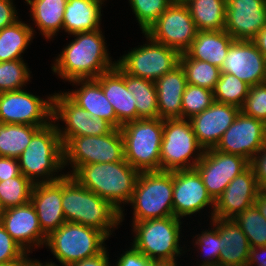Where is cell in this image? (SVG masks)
<instances>
[{"mask_svg": "<svg viewBox=\"0 0 266 266\" xmlns=\"http://www.w3.org/2000/svg\"><path fill=\"white\" fill-rule=\"evenodd\" d=\"M72 36L76 38L66 44L51 65L53 74L62 80L96 79L117 65L108 53L102 29Z\"/></svg>", "mask_w": 266, "mask_h": 266, "instance_id": "cell-1", "label": "cell"}, {"mask_svg": "<svg viewBox=\"0 0 266 266\" xmlns=\"http://www.w3.org/2000/svg\"><path fill=\"white\" fill-rule=\"evenodd\" d=\"M139 174L124 159L82 165L71 176L81 186L109 201L120 211V221L123 222L125 209L122 206L131 200Z\"/></svg>", "mask_w": 266, "mask_h": 266, "instance_id": "cell-2", "label": "cell"}, {"mask_svg": "<svg viewBox=\"0 0 266 266\" xmlns=\"http://www.w3.org/2000/svg\"><path fill=\"white\" fill-rule=\"evenodd\" d=\"M61 203L66 222L96 228L108 238L121 225L119 210L106 199L81 186L70 175L62 178Z\"/></svg>", "mask_w": 266, "mask_h": 266, "instance_id": "cell-3", "label": "cell"}, {"mask_svg": "<svg viewBox=\"0 0 266 266\" xmlns=\"http://www.w3.org/2000/svg\"><path fill=\"white\" fill-rule=\"evenodd\" d=\"M17 159L21 173L33 184L62 179L66 174L58 172L64 169V149L55 122L41 127Z\"/></svg>", "mask_w": 266, "mask_h": 266, "instance_id": "cell-4", "label": "cell"}, {"mask_svg": "<svg viewBox=\"0 0 266 266\" xmlns=\"http://www.w3.org/2000/svg\"><path fill=\"white\" fill-rule=\"evenodd\" d=\"M124 141V158L139 172L160 171L163 120L138 119L120 128Z\"/></svg>", "mask_w": 266, "mask_h": 266, "instance_id": "cell-5", "label": "cell"}, {"mask_svg": "<svg viewBox=\"0 0 266 266\" xmlns=\"http://www.w3.org/2000/svg\"><path fill=\"white\" fill-rule=\"evenodd\" d=\"M173 171L140 172L132 194V223L174 216Z\"/></svg>", "mask_w": 266, "mask_h": 266, "instance_id": "cell-6", "label": "cell"}, {"mask_svg": "<svg viewBox=\"0 0 266 266\" xmlns=\"http://www.w3.org/2000/svg\"><path fill=\"white\" fill-rule=\"evenodd\" d=\"M107 239L108 237L96 228L65 222L47 236L45 246L61 266H68L101 253L106 248Z\"/></svg>", "mask_w": 266, "mask_h": 266, "instance_id": "cell-7", "label": "cell"}, {"mask_svg": "<svg viewBox=\"0 0 266 266\" xmlns=\"http://www.w3.org/2000/svg\"><path fill=\"white\" fill-rule=\"evenodd\" d=\"M181 224V219L174 216L134 222L132 223L134 239L131 244L153 260L180 257L185 252L179 244L182 234Z\"/></svg>", "mask_w": 266, "mask_h": 266, "instance_id": "cell-8", "label": "cell"}, {"mask_svg": "<svg viewBox=\"0 0 266 266\" xmlns=\"http://www.w3.org/2000/svg\"><path fill=\"white\" fill-rule=\"evenodd\" d=\"M204 152L189 119L163 120L160 171L194 169Z\"/></svg>", "mask_w": 266, "mask_h": 266, "instance_id": "cell-9", "label": "cell"}, {"mask_svg": "<svg viewBox=\"0 0 266 266\" xmlns=\"http://www.w3.org/2000/svg\"><path fill=\"white\" fill-rule=\"evenodd\" d=\"M64 168L70 165L72 175L80 166L92 163L123 161L124 141L120 129L100 136L72 137L64 146Z\"/></svg>", "mask_w": 266, "mask_h": 266, "instance_id": "cell-10", "label": "cell"}, {"mask_svg": "<svg viewBox=\"0 0 266 266\" xmlns=\"http://www.w3.org/2000/svg\"><path fill=\"white\" fill-rule=\"evenodd\" d=\"M143 35L146 43L121 56L117 64L126 73L155 82L179 65L180 53L176 49L155 42L145 33Z\"/></svg>", "mask_w": 266, "mask_h": 266, "instance_id": "cell-11", "label": "cell"}, {"mask_svg": "<svg viewBox=\"0 0 266 266\" xmlns=\"http://www.w3.org/2000/svg\"><path fill=\"white\" fill-rule=\"evenodd\" d=\"M53 94L46 99L24 89L0 93V123L44 127L52 122Z\"/></svg>", "mask_w": 266, "mask_h": 266, "instance_id": "cell-12", "label": "cell"}, {"mask_svg": "<svg viewBox=\"0 0 266 266\" xmlns=\"http://www.w3.org/2000/svg\"><path fill=\"white\" fill-rule=\"evenodd\" d=\"M52 120L55 122L63 146L72 137L106 135L114 129L106 120L91 117L64 91L53 94ZM60 120L66 127H60Z\"/></svg>", "mask_w": 266, "mask_h": 266, "instance_id": "cell-13", "label": "cell"}, {"mask_svg": "<svg viewBox=\"0 0 266 266\" xmlns=\"http://www.w3.org/2000/svg\"><path fill=\"white\" fill-rule=\"evenodd\" d=\"M198 30L185 3H172L145 32L155 42L185 53Z\"/></svg>", "mask_w": 266, "mask_h": 266, "instance_id": "cell-14", "label": "cell"}, {"mask_svg": "<svg viewBox=\"0 0 266 266\" xmlns=\"http://www.w3.org/2000/svg\"><path fill=\"white\" fill-rule=\"evenodd\" d=\"M249 165L250 162L240 155L211 148L205 150L194 169L201 176L207 193L215 201L228 184Z\"/></svg>", "mask_w": 266, "mask_h": 266, "instance_id": "cell-15", "label": "cell"}, {"mask_svg": "<svg viewBox=\"0 0 266 266\" xmlns=\"http://www.w3.org/2000/svg\"><path fill=\"white\" fill-rule=\"evenodd\" d=\"M266 144V124L243 114L237 115L232 125L224 132L215 149L228 154L251 159Z\"/></svg>", "mask_w": 266, "mask_h": 266, "instance_id": "cell-16", "label": "cell"}, {"mask_svg": "<svg viewBox=\"0 0 266 266\" xmlns=\"http://www.w3.org/2000/svg\"><path fill=\"white\" fill-rule=\"evenodd\" d=\"M173 212L182 219L197 214L209 206L215 209V201L207 193L201 176L195 169L173 171Z\"/></svg>", "mask_w": 266, "mask_h": 266, "instance_id": "cell-17", "label": "cell"}, {"mask_svg": "<svg viewBox=\"0 0 266 266\" xmlns=\"http://www.w3.org/2000/svg\"><path fill=\"white\" fill-rule=\"evenodd\" d=\"M220 71L238 77L249 86L262 84L266 82V58L252 40H234Z\"/></svg>", "mask_w": 266, "mask_h": 266, "instance_id": "cell-18", "label": "cell"}, {"mask_svg": "<svg viewBox=\"0 0 266 266\" xmlns=\"http://www.w3.org/2000/svg\"><path fill=\"white\" fill-rule=\"evenodd\" d=\"M0 223L28 254L37 247H44L47 241L31 202L5 209L0 216Z\"/></svg>", "mask_w": 266, "mask_h": 266, "instance_id": "cell-19", "label": "cell"}, {"mask_svg": "<svg viewBox=\"0 0 266 266\" xmlns=\"http://www.w3.org/2000/svg\"><path fill=\"white\" fill-rule=\"evenodd\" d=\"M266 26V0H227L224 30L234 40H252Z\"/></svg>", "mask_w": 266, "mask_h": 266, "instance_id": "cell-20", "label": "cell"}, {"mask_svg": "<svg viewBox=\"0 0 266 266\" xmlns=\"http://www.w3.org/2000/svg\"><path fill=\"white\" fill-rule=\"evenodd\" d=\"M260 191L253 169L249 165L228 184L215 200L213 217L234 218L255 203Z\"/></svg>", "mask_w": 266, "mask_h": 266, "instance_id": "cell-21", "label": "cell"}, {"mask_svg": "<svg viewBox=\"0 0 266 266\" xmlns=\"http://www.w3.org/2000/svg\"><path fill=\"white\" fill-rule=\"evenodd\" d=\"M239 112L240 108L234 105L214 101L209 108L189 119L196 139L204 150L216 147Z\"/></svg>", "mask_w": 266, "mask_h": 266, "instance_id": "cell-22", "label": "cell"}, {"mask_svg": "<svg viewBox=\"0 0 266 266\" xmlns=\"http://www.w3.org/2000/svg\"><path fill=\"white\" fill-rule=\"evenodd\" d=\"M30 202L35 208L40 227L47 236L66 222L61 203L62 179L34 184Z\"/></svg>", "mask_w": 266, "mask_h": 266, "instance_id": "cell-23", "label": "cell"}, {"mask_svg": "<svg viewBox=\"0 0 266 266\" xmlns=\"http://www.w3.org/2000/svg\"><path fill=\"white\" fill-rule=\"evenodd\" d=\"M102 87L106 99L112 104L117 117V129L129 121L137 120L136 100L126 87V72L117 64L95 79Z\"/></svg>", "mask_w": 266, "mask_h": 266, "instance_id": "cell-24", "label": "cell"}, {"mask_svg": "<svg viewBox=\"0 0 266 266\" xmlns=\"http://www.w3.org/2000/svg\"><path fill=\"white\" fill-rule=\"evenodd\" d=\"M222 237L219 266H246L249 259L250 244L233 218L210 219Z\"/></svg>", "mask_w": 266, "mask_h": 266, "instance_id": "cell-25", "label": "cell"}, {"mask_svg": "<svg viewBox=\"0 0 266 266\" xmlns=\"http://www.w3.org/2000/svg\"><path fill=\"white\" fill-rule=\"evenodd\" d=\"M159 118L182 119V96L187 81L183 68L179 64L155 82Z\"/></svg>", "mask_w": 266, "mask_h": 266, "instance_id": "cell-26", "label": "cell"}, {"mask_svg": "<svg viewBox=\"0 0 266 266\" xmlns=\"http://www.w3.org/2000/svg\"><path fill=\"white\" fill-rule=\"evenodd\" d=\"M71 83L80 87L65 93L91 117L106 120L117 129L116 114L101 85L95 79H77L70 81V85Z\"/></svg>", "mask_w": 266, "mask_h": 266, "instance_id": "cell-27", "label": "cell"}, {"mask_svg": "<svg viewBox=\"0 0 266 266\" xmlns=\"http://www.w3.org/2000/svg\"><path fill=\"white\" fill-rule=\"evenodd\" d=\"M107 1V0H106ZM105 0H67L63 30L68 35L101 29L102 4Z\"/></svg>", "mask_w": 266, "mask_h": 266, "instance_id": "cell-28", "label": "cell"}, {"mask_svg": "<svg viewBox=\"0 0 266 266\" xmlns=\"http://www.w3.org/2000/svg\"><path fill=\"white\" fill-rule=\"evenodd\" d=\"M233 41V37L225 30L198 31L186 53L192 59L207 61L221 68Z\"/></svg>", "mask_w": 266, "mask_h": 266, "instance_id": "cell-29", "label": "cell"}, {"mask_svg": "<svg viewBox=\"0 0 266 266\" xmlns=\"http://www.w3.org/2000/svg\"><path fill=\"white\" fill-rule=\"evenodd\" d=\"M30 6L32 22L46 40H54L63 30L64 11L67 0H25Z\"/></svg>", "mask_w": 266, "mask_h": 266, "instance_id": "cell-30", "label": "cell"}, {"mask_svg": "<svg viewBox=\"0 0 266 266\" xmlns=\"http://www.w3.org/2000/svg\"><path fill=\"white\" fill-rule=\"evenodd\" d=\"M31 26L19 19L0 30V62L23 59L22 53L28 49L35 36V29Z\"/></svg>", "mask_w": 266, "mask_h": 266, "instance_id": "cell-31", "label": "cell"}, {"mask_svg": "<svg viewBox=\"0 0 266 266\" xmlns=\"http://www.w3.org/2000/svg\"><path fill=\"white\" fill-rule=\"evenodd\" d=\"M185 4L198 31L224 30L227 0H188Z\"/></svg>", "mask_w": 266, "mask_h": 266, "instance_id": "cell-32", "label": "cell"}, {"mask_svg": "<svg viewBox=\"0 0 266 266\" xmlns=\"http://www.w3.org/2000/svg\"><path fill=\"white\" fill-rule=\"evenodd\" d=\"M126 87L135 97L137 120L159 118L155 83L126 73Z\"/></svg>", "mask_w": 266, "mask_h": 266, "instance_id": "cell-33", "label": "cell"}, {"mask_svg": "<svg viewBox=\"0 0 266 266\" xmlns=\"http://www.w3.org/2000/svg\"><path fill=\"white\" fill-rule=\"evenodd\" d=\"M41 127L0 123V156L18 158Z\"/></svg>", "mask_w": 266, "mask_h": 266, "instance_id": "cell-34", "label": "cell"}, {"mask_svg": "<svg viewBox=\"0 0 266 266\" xmlns=\"http://www.w3.org/2000/svg\"><path fill=\"white\" fill-rule=\"evenodd\" d=\"M179 64L185 72L187 84L214 91L221 74L219 67L207 61L192 59L186 52L180 54Z\"/></svg>", "mask_w": 266, "mask_h": 266, "instance_id": "cell-35", "label": "cell"}, {"mask_svg": "<svg viewBox=\"0 0 266 266\" xmlns=\"http://www.w3.org/2000/svg\"><path fill=\"white\" fill-rule=\"evenodd\" d=\"M233 219L248 238L250 247L266 246V219L255 204Z\"/></svg>", "mask_w": 266, "mask_h": 266, "instance_id": "cell-36", "label": "cell"}, {"mask_svg": "<svg viewBox=\"0 0 266 266\" xmlns=\"http://www.w3.org/2000/svg\"><path fill=\"white\" fill-rule=\"evenodd\" d=\"M249 88L250 86L238 77L221 73L213 91L214 101L241 108L248 95Z\"/></svg>", "mask_w": 266, "mask_h": 266, "instance_id": "cell-37", "label": "cell"}, {"mask_svg": "<svg viewBox=\"0 0 266 266\" xmlns=\"http://www.w3.org/2000/svg\"><path fill=\"white\" fill-rule=\"evenodd\" d=\"M33 186L22 173L0 181V204L3 210L30 202Z\"/></svg>", "mask_w": 266, "mask_h": 266, "instance_id": "cell-38", "label": "cell"}, {"mask_svg": "<svg viewBox=\"0 0 266 266\" xmlns=\"http://www.w3.org/2000/svg\"><path fill=\"white\" fill-rule=\"evenodd\" d=\"M31 77L24 59L0 62V93L23 89Z\"/></svg>", "mask_w": 266, "mask_h": 266, "instance_id": "cell-39", "label": "cell"}, {"mask_svg": "<svg viewBox=\"0 0 266 266\" xmlns=\"http://www.w3.org/2000/svg\"><path fill=\"white\" fill-rule=\"evenodd\" d=\"M211 230L201 231V234L193 236V247H196L197 252H202L199 254L203 259L202 263L198 266H219V256L220 250L222 249V237H220L218 230L211 225ZM195 241V242H194ZM204 255V256H203Z\"/></svg>", "mask_w": 266, "mask_h": 266, "instance_id": "cell-40", "label": "cell"}, {"mask_svg": "<svg viewBox=\"0 0 266 266\" xmlns=\"http://www.w3.org/2000/svg\"><path fill=\"white\" fill-rule=\"evenodd\" d=\"M142 33L172 4L170 0H128Z\"/></svg>", "mask_w": 266, "mask_h": 266, "instance_id": "cell-41", "label": "cell"}, {"mask_svg": "<svg viewBox=\"0 0 266 266\" xmlns=\"http://www.w3.org/2000/svg\"><path fill=\"white\" fill-rule=\"evenodd\" d=\"M214 102L213 91L197 85L187 84L182 96V119L203 112Z\"/></svg>", "mask_w": 266, "mask_h": 266, "instance_id": "cell-42", "label": "cell"}, {"mask_svg": "<svg viewBox=\"0 0 266 266\" xmlns=\"http://www.w3.org/2000/svg\"><path fill=\"white\" fill-rule=\"evenodd\" d=\"M240 111L266 124V82L250 86Z\"/></svg>", "mask_w": 266, "mask_h": 266, "instance_id": "cell-43", "label": "cell"}, {"mask_svg": "<svg viewBox=\"0 0 266 266\" xmlns=\"http://www.w3.org/2000/svg\"><path fill=\"white\" fill-rule=\"evenodd\" d=\"M27 254L0 223V265H15Z\"/></svg>", "mask_w": 266, "mask_h": 266, "instance_id": "cell-44", "label": "cell"}, {"mask_svg": "<svg viewBox=\"0 0 266 266\" xmlns=\"http://www.w3.org/2000/svg\"><path fill=\"white\" fill-rule=\"evenodd\" d=\"M114 266H154V260L146 257L132 245L117 258Z\"/></svg>", "mask_w": 266, "mask_h": 266, "instance_id": "cell-45", "label": "cell"}, {"mask_svg": "<svg viewBox=\"0 0 266 266\" xmlns=\"http://www.w3.org/2000/svg\"><path fill=\"white\" fill-rule=\"evenodd\" d=\"M250 166L261 190H266V144L251 159Z\"/></svg>", "mask_w": 266, "mask_h": 266, "instance_id": "cell-46", "label": "cell"}, {"mask_svg": "<svg viewBox=\"0 0 266 266\" xmlns=\"http://www.w3.org/2000/svg\"><path fill=\"white\" fill-rule=\"evenodd\" d=\"M19 19L13 0H0V30L14 24Z\"/></svg>", "mask_w": 266, "mask_h": 266, "instance_id": "cell-47", "label": "cell"}, {"mask_svg": "<svg viewBox=\"0 0 266 266\" xmlns=\"http://www.w3.org/2000/svg\"><path fill=\"white\" fill-rule=\"evenodd\" d=\"M21 174L18 159L0 156V181L19 176Z\"/></svg>", "mask_w": 266, "mask_h": 266, "instance_id": "cell-48", "label": "cell"}, {"mask_svg": "<svg viewBox=\"0 0 266 266\" xmlns=\"http://www.w3.org/2000/svg\"><path fill=\"white\" fill-rule=\"evenodd\" d=\"M107 247L98 255L74 262L68 266H111Z\"/></svg>", "mask_w": 266, "mask_h": 266, "instance_id": "cell-49", "label": "cell"}, {"mask_svg": "<svg viewBox=\"0 0 266 266\" xmlns=\"http://www.w3.org/2000/svg\"><path fill=\"white\" fill-rule=\"evenodd\" d=\"M266 266V246L251 247L246 266Z\"/></svg>", "mask_w": 266, "mask_h": 266, "instance_id": "cell-50", "label": "cell"}, {"mask_svg": "<svg viewBox=\"0 0 266 266\" xmlns=\"http://www.w3.org/2000/svg\"><path fill=\"white\" fill-rule=\"evenodd\" d=\"M252 41L266 58V26L252 39Z\"/></svg>", "mask_w": 266, "mask_h": 266, "instance_id": "cell-51", "label": "cell"}, {"mask_svg": "<svg viewBox=\"0 0 266 266\" xmlns=\"http://www.w3.org/2000/svg\"><path fill=\"white\" fill-rule=\"evenodd\" d=\"M30 254H27L21 261L17 262L15 266H50L51 263L48 261L42 263L37 259H31L28 257Z\"/></svg>", "mask_w": 266, "mask_h": 266, "instance_id": "cell-52", "label": "cell"}, {"mask_svg": "<svg viewBox=\"0 0 266 266\" xmlns=\"http://www.w3.org/2000/svg\"><path fill=\"white\" fill-rule=\"evenodd\" d=\"M254 204L257 206L260 213L266 219V190H261L258 193L257 199Z\"/></svg>", "mask_w": 266, "mask_h": 266, "instance_id": "cell-53", "label": "cell"}, {"mask_svg": "<svg viewBox=\"0 0 266 266\" xmlns=\"http://www.w3.org/2000/svg\"><path fill=\"white\" fill-rule=\"evenodd\" d=\"M178 258L154 260V266H178Z\"/></svg>", "mask_w": 266, "mask_h": 266, "instance_id": "cell-54", "label": "cell"}, {"mask_svg": "<svg viewBox=\"0 0 266 266\" xmlns=\"http://www.w3.org/2000/svg\"><path fill=\"white\" fill-rule=\"evenodd\" d=\"M172 3H186L188 0H170Z\"/></svg>", "mask_w": 266, "mask_h": 266, "instance_id": "cell-55", "label": "cell"}, {"mask_svg": "<svg viewBox=\"0 0 266 266\" xmlns=\"http://www.w3.org/2000/svg\"><path fill=\"white\" fill-rule=\"evenodd\" d=\"M50 263H51L50 266H59V265L55 264V262H53V261H50Z\"/></svg>", "mask_w": 266, "mask_h": 266, "instance_id": "cell-56", "label": "cell"}, {"mask_svg": "<svg viewBox=\"0 0 266 266\" xmlns=\"http://www.w3.org/2000/svg\"><path fill=\"white\" fill-rule=\"evenodd\" d=\"M4 210H3V208H2V206H1V204H0V216L2 215V212H3Z\"/></svg>", "mask_w": 266, "mask_h": 266, "instance_id": "cell-57", "label": "cell"}]
</instances>
